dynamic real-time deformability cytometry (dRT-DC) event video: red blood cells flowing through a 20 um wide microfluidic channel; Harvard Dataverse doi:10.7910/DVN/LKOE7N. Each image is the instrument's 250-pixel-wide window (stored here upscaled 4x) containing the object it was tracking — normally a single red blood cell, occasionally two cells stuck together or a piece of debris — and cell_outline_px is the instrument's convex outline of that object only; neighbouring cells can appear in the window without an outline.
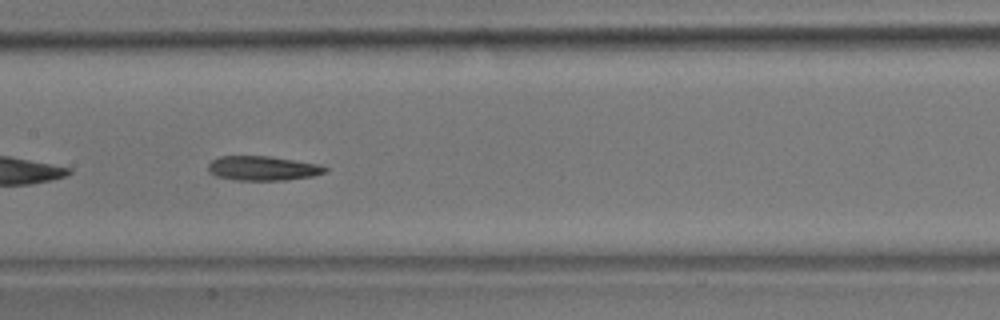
{"species": "common noctule bat (a hibernating species)", "species_latin": "Nyctalus noctula", "temperature_condition": "room temperature", "stored_images_in_passage": 37, "camera_frame_rate_fps": 3000, "um_per_image_px": 0.085, "animal": {"sex": "male", "body_mass_g": 17.9}, "frame": {"image": 1, "passage_image": 11, "time_ms": 3.333, "image_size_px": [1000, 320], "cell_outline_px": [[328, 172], [312, 176], [284, 180], [236, 180], [216, 176], [208, 172], [208, 164], [212, 160], [220, 156], [272, 156], [320, 164], [328, 168]], "centroid_in_image_um": [22.35, 14.3], "position_along_channel_um": 185.0, "area_um2": 16.82}, "authors_computed_cell_mechanics": {"area_um2": 16.8776, "velocity_mm_per_s": 3.8371, "shape_relaxation_time_tau1_ms": 3.4774, "shape_relaxation_time_tau2_ms": 6.6381, "deformation_change_tau1": 0.1424, "deformation_change_tau2": 0.1904}}